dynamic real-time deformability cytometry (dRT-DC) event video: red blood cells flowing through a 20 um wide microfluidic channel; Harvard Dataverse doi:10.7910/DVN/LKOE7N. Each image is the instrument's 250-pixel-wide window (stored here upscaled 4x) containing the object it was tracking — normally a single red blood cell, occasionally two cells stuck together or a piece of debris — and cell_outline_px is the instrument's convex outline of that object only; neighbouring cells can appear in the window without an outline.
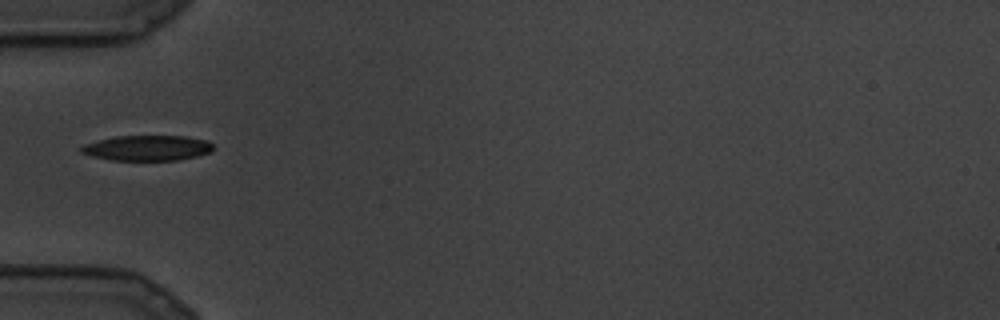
{"species": "common noctule bat (a hibernating species)", "species_latin": "Nyctalus noctula", "temperature_condition": "cold", "stored_images_in_passage": 1, "camera_frame_rate_fps": 3000, "um_per_image_px": 0.085, "animal": {"sex": "male", "body_mass_g": 19.5, "forearm_length_mm": 54.6}, "frame": {"image": 1, "passage_image": 1, "time_ms": 0.0, "image_size_px": [1000, 320], "cell_outline_px": [[216, 148], [212, 152], [196, 156], [176, 160], [112, 160], [92, 156], [80, 152], [80, 148], [84, 144], [96, 140], [116, 136], [184, 136], [208, 140]], "centroid_in_image_um": [12.54, 12.57], "position_along_channel_um": 72.5, "area_um2": 19.59}}